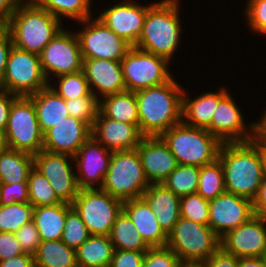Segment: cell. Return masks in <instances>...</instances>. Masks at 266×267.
<instances>
[{
    "label": "cell",
    "instance_id": "6da1fadb",
    "mask_svg": "<svg viewBox=\"0 0 266 267\" xmlns=\"http://www.w3.org/2000/svg\"><path fill=\"white\" fill-rule=\"evenodd\" d=\"M218 159L224 171L225 191L253 201L264 180L262 145L254 139L222 143Z\"/></svg>",
    "mask_w": 266,
    "mask_h": 267
},
{
    "label": "cell",
    "instance_id": "7a4b0ae2",
    "mask_svg": "<svg viewBox=\"0 0 266 267\" xmlns=\"http://www.w3.org/2000/svg\"><path fill=\"white\" fill-rule=\"evenodd\" d=\"M183 91L171 78L161 85L135 92L139 130L144 137L161 136L183 121Z\"/></svg>",
    "mask_w": 266,
    "mask_h": 267
},
{
    "label": "cell",
    "instance_id": "3957f363",
    "mask_svg": "<svg viewBox=\"0 0 266 267\" xmlns=\"http://www.w3.org/2000/svg\"><path fill=\"white\" fill-rule=\"evenodd\" d=\"M60 23L61 20L35 0H25L17 6L3 27L11 35L13 46L40 55L44 47L63 29Z\"/></svg>",
    "mask_w": 266,
    "mask_h": 267
},
{
    "label": "cell",
    "instance_id": "277c9868",
    "mask_svg": "<svg viewBox=\"0 0 266 267\" xmlns=\"http://www.w3.org/2000/svg\"><path fill=\"white\" fill-rule=\"evenodd\" d=\"M178 0H162L147 10L142 33L134 46L171 60L180 40Z\"/></svg>",
    "mask_w": 266,
    "mask_h": 267
},
{
    "label": "cell",
    "instance_id": "5b68a950",
    "mask_svg": "<svg viewBox=\"0 0 266 267\" xmlns=\"http://www.w3.org/2000/svg\"><path fill=\"white\" fill-rule=\"evenodd\" d=\"M168 145L178 165L202 167L218 159L222 143L207 129L183 121L160 136Z\"/></svg>",
    "mask_w": 266,
    "mask_h": 267
},
{
    "label": "cell",
    "instance_id": "8992f818",
    "mask_svg": "<svg viewBox=\"0 0 266 267\" xmlns=\"http://www.w3.org/2000/svg\"><path fill=\"white\" fill-rule=\"evenodd\" d=\"M183 264L204 263L221 248V238L209 225L180 217L166 245Z\"/></svg>",
    "mask_w": 266,
    "mask_h": 267
},
{
    "label": "cell",
    "instance_id": "52a82bcc",
    "mask_svg": "<svg viewBox=\"0 0 266 267\" xmlns=\"http://www.w3.org/2000/svg\"><path fill=\"white\" fill-rule=\"evenodd\" d=\"M149 185L137 149L113 151L102 190L127 201L141 198Z\"/></svg>",
    "mask_w": 266,
    "mask_h": 267
},
{
    "label": "cell",
    "instance_id": "ba28073f",
    "mask_svg": "<svg viewBox=\"0 0 266 267\" xmlns=\"http://www.w3.org/2000/svg\"><path fill=\"white\" fill-rule=\"evenodd\" d=\"M4 131L10 149L33 156L43 150L44 134L38 123L35 105L29 97L19 96L12 103Z\"/></svg>",
    "mask_w": 266,
    "mask_h": 267
},
{
    "label": "cell",
    "instance_id": "9c48e42d",
    "mask_svg": "<svg viewBox=\"0 0 266 267\" xmlns=\"http://www.w3.org/2000/svg\"><path fill=\"white\" fill-rule=\"evenodd\" d=\"M91 235L109 236L123 201L101 188L81 189L72 202Z\"/></svg>",
    "mask_w": 266,
    "mask_h": 267
},
{
    "label": "cell",
    "instance_id": "30bf717a",
    "mask_svg": "<svg viewBox=\"0 0 266 267\" xmlns=\"http://www.w3.org/2000/svg\"><path fill=\"white\" fill-rule=\"evenodd\" d=\"M48 85L49 82L41 67L40 56L13 46L1 80L2 90L28 97Z\"/></svg>",
    "mask_w": 266,
    "mask_h": 267
},
{
    "label": "cell",
    "instance_id": "8fae6325",
    "mask_svg": "<svg viewBox=\"0 0 266 267\" xmlns=\"http://www.w3.org/2000/svg\"><path fill=\"white\" fill-rule=\"evenodd\" d=\"M120 63L126 91L136 92L161 85L172 78L167 67L168 59L134 46Z\"/></svg>",
    "mask_w": 266,
    "mask_h": 267
},
{
    "label": "cell",
    "instance_id": "7c38bea8",
    "mask_svg": "<svg viewBox=\"0 0 266 267\" xmlns=\"http://www.w3.org/2000/svg\"><path fill=\"white\" fill-rule=\"evenodd\" d=\"M90 20L91 17L83 20L85 27L76 33L83 59L121 61L132 46L100 19L95 18L92 22Z\"/></svg>",
    "mask_w": 266,
    "mask_h": 267
},
{
    "label": "cell",
    "instance_id": "4fadbf2b",
    "mask_svg": "<svg viewBox=\"0 0 266 267\" xmlns=\"http://www.w3.org/2000/svg\"><path fill=\"white\" fill-rule=\"evenodd\" d=\"M40 56L43 73L49 81V73L56 76L82 70L83 57L78 37L64 28L44 47Z\"/></svg>",
    "mask_w": 266,
    "mask_h": 267
},
{
    "label": "cell",
    "instance_id": "5bb4252c",
    "mask_svg": "<svg viewBox=\"0 0 266 267\" xmlns=\"http://www.w3.org/2000/svg\"><path fill=\"white\" fill-rule=\"evenodd\" d=\"M69 157V158H68ZM67 154L51 153L45 150L33 156V167L38 170L51 184L57 197L65 203L72 204L79 193L76 173Z\"/></svg>",
    "mask_w": 266,
    "mask_h": 267
},
{
    "label": "cell",
    "instance_id": "9a60e30c",
    "mask_svg": "<svg viewBox=\"0 0 266 267\" xmlns=\"http://www.w3.org/2000/svg\"><path fill=\"white\" fill-rule=\"evenodd\" d=\"M253 216L252 201L233 193L225 191L209 201V226L220 238Z\"/></svg>",
    "mask_w": 266,
    "mask_h": 267
},
{
    "label": "cell",
    "instance_id": "2e32d148",
    "mask_svg": "<svg viewBox=\"0 0 266 267\" xmlns=\"http://www.w3.org/2000/svg\"><path fill=\"white\" fill-rule=\"evenodd\" d=\"M265 224V218L253 216L221 237V248L237 258L262 257L266 253Z\"/></svg>",
    "mask_w": 266,
    "mask_h": 267
},
{
    "label": "cell",
    "instance_id": "e0dca14e",
    "mask_svg": "<svg viewBox=\"0 0 266 267\" xmlns=\"http://www.w3.org/2000/svg\"><path fill=\"white\" fill-rule=\"evenodd\" d=\"M92 136L79 148L74 160L77 162L76 174L79 189H94L95 182L102 187L113 151L106 149Z\"/></svg>",
    "mask_w": 266,
    "mask_h": 267
},
{
    "label": "cell",
    "instance_id": "ac0fdd59",
    "mask_svg": "<svg viewBox=\"0 0 266 267\" xmlns=\"http://www.w3.org/2000/svg\"><path fill=\"white\" fill-rule=\"evenodd\" d=\"M151 6L124 1L105 10L98 19L133 47L142 33L144 19Z\"/></svg>",
    "mask_w": 266,
    "mask_h": 267
},
{
    "label": "cell",
    "instance_id": "d6986e66",
    "mask_svg": "<svg viewBox=\"0 0 266 267\" xmlns=\"http://www.w3.org/2000/svg\"><path fill=\"white\" fill-rule=\"evenodd\" d=\"M90 136L91 127L69 115L44 134L43 150L74 157Z\"/></svg>",
    "mask_w": 266,
    "mask_h": 267
},
{
    "label": "cell",
    "instance_id": "ffe728a7",
    "mask_svg": "<svg viewBox=\"0 0 266 267\" xmlns=\"http://www.w3.org/2000/svg\"><path fill=\"white\" fill-rule=\"evenodd\" d=\"M136 149L149 184L163 183L178 166L176 158L160 136L143 137Z\"/></svg>",
    "mask_w": 266,
    "mask_h": 267
},
{
    "label": "cell",
    "instance_id": "44dd1931",
    "mask_svg": "<svg viewBox=\"0 0 266 267\" xmlns=\"http://www.w3.org/2000/svg\"><path fill=\"white\" fill-rule=\"evenodd\" d=\"M243 116L228 93L219 101L211 124L206 128L221 143L246 142L254 139L247 133Z\"/></svg>",
    "mask_w": 266,
    "mask_h": 267
},
{
    "label": "cell",
    "instance_id": "7402d4cb",
    "mask_svg": "<svg viewBox=\"0 0 266 267\" xmlns=\"http://www.w3.org/2000/svg\"><path fill=\"white\" fill-rule=\"evenodd\" d=\"M91 136L111 151L136 149L144 137L137 125L109 119L100 111L92 124Z\"/></svg>",
    "mask_w": 266,
    "mask_h": 267
},
{
    "label": "cell",
    "instance_id": "603a6c76",
    "mask_svg": "<svg viewBox=\"0 0 266 267\" xmlns=\"http://www.w3.org/2000/svg\"><path fill=\"white\" fill-rule=\"evenodd\" d=\"M82 71L88 81L91 93L96 97L98 96L93 91L94 87L100 91L103 98L126 91L120 61L83 59Z\"/></svg>",
    "mask_w": 266,
    "mask_h": 267
},
{
    "label": "cell",
    "instance_id": "cb8c5ba5",
    "mask_svg": "<svg viewBox=\"0 0 266 267\" xmlns=\"http://www.w3.org/2000/svg\"><path fill=\"white\" fill-rule=\"evenodd\" d=\"M122 211L133 222L150 248L167 245L168 235L160 227L155 213L142 197L123 201Z\"/></svg>",
    "mask_w": 266,
    "mask_h": 267
},
{
    "label": "cell",
    "instance_id": "d4e9b609",
    "mask_svg": "<svg viewBox=\"0 0 266 267\" xmlns=\"http://www.w3.org/2000/svg\"><path fill=\"white\" fill-rule=\"evenodd\" d=\"M142 198L155 213L160 227L168 235L181 217L180 197L168 189L163 183L150 184Z\"/></svg>",
    "mask_w": 266,
    "mask_h": 267
},
{
    "label": "cell",
    "instance_id": "484cf974",
    "mask_svg": "<svg viewBox=\"0 0 266 267\" xmlns=\"http://www.w3.org/2000/svg\"><path fill=\"white\" fill-rule=\"evenodd\" d=\"M28 97L35 105L38 123L43 134L69 116L65 99L53 91L50 84Z\"/></svg>",
    "mask_w": 266,
    "mask_h": 267
},
{
    "label": "cell",
    "instance_id": "4316f807",
    "mask_svg": "<svg viewBox=\"0 0 266 267\" xmlns=\"http://www.w3.org/2000/svg\"><path fill=\"white\" fill-rule=\"evenodd\" d=\"M227 93L226 89L221 88L218 93L206 92L192 101L185 96V92L183 91V122L189 126L206 129L211 124V119L219 101ZM185 118L187 119L185 120Z\"/></svg>",
    "mask_w": 266,
    "mask_h": 267
},
{
    "label": "cell",
    "instance_id": "83f0119b",
    "mask_svg": "<svg viewBox=\"0 0 266 267\" xmlns=\"http://www.w3.org/2000/svg\"><path fill=\"white\" fill-rule=\"evenodd\" d=\"M32 221L41 241L60 240L66 221V203L34 207Z\"/></svg>",
    "mask_w": 266,
    "mask_h": 267
},
{
    "label": "cell",
    "instance_id": "f1b7e54d",
    "mask_svg": "<svg viewBox=\"0 0 266 267\" xmlns=\"http://www.w3.org/2000/svg\"><path fill=\"white\" fill-rule=\"evenodd\" d=\"M113 253L109 236L91 235L76 249L78 267H109Z\"/></svg>",
    "mask_w": 266,
    "mask_h": 267
},
{
    "label": "cell",
    "instance_id": "f546056e",
    "mask_svg": "<svg viewBox=\"0 0 266 267\" xmlns=\"http://www.w3.org/2000/svg\"><path fill=\"white\" fill-rule=\"evenodd\" d=\"M99 111L107 118L139 127L138 106L135 92L123 91L100 100Z\"/></svg>",
    "mask_w": 266,
    "mask_h": 267
},
{
    "label": "cell",
    "instance_id": "4dcf8cb0",
    "mask_svg": "<svg viewBox=\"0 0 266 267\" xmlns=\"http://www.w3.org/2000/svg\"><path fill=\"white\" fill-rule=\"evenodd\" d=\"M33 155L8 148L0 153V183H27Z\"/></svg>",
    "mask_w": 266,
    "mask_h": 267
},
{
    "label": "cell",
    "instance_id": "1f68e13d",
    "mask_svg": "<svg viewBox=\"0 0 266 267\" xmlns=\"http://www.w3.org/2000/svg\"><path fill=\"white\" fill-rule=\"evenodd\" d=\"M35 267H78L76 250L60 240L41 241L34 254Z\"/></svg>",
    "mask_w": 266,
    "mask_h": 267
},
{
    "label": "cell",
    "instance_id": "d6a6232c",
    "mask_svg": "<svg viewBox=\"0 0 266 267\" xmlns=\"http://www.w3.org/2000/svg\"><path fill=\"white\" fill-rule=\"evenodd\" d=\"M109 237L114 250L147 251L150 248L123 211L116 217Z\"/></svg>",
    "mask_w": 266,
    "mask_h": 267
},
{
    "label": "cell",
    "instance_id": "836d02e7",
    "mask_svg": "<svg viewBox=\"0 0 266 267\" xmlns=\"http://www.w3.org/2000/svg\"><path fill=\"white\" fill-rule=\"evenodd\" d=\"M224 192V171L220 160L200 167L197 193L210 201Z\"/></svg>",
    "mask_w": 266,
    "mask_h": 267
},
{
    "label": "cell",
    "instance_id": "e575fe53",
    "mask_svg": "<svg viewBox=\"0 0 266 267\" xmlns=\"http://www.w3.org/2000/svg\"><path fill=\"white\" fill-rule=\"evenodd\" d=\"M199 173L200 167L178 165L163 184L181 198L197 192Z\"/></svg>",
    "mask_w": 266,
    "mask_h": 267
},
{
    "label": "cell",
    "instance_id": "d590c367",
    "mask_svg": "<svg viewBox=\"0 0 266 267\" xmlns=\"http://www.w3.org/2000/svg\"><path fill=\"white\" fill-rule=\"evenodd\" d=\"M42 8L60 20L61 15L82 22L90 18L91 0H35Z\"/></svg>",
    "mask_w": 266,
    "mask_h": 267
},
{
    "label": "cell",
    "instance_id": "8d00e7d4",
    "mask_svg": "<svg viewBox=\"0 0 266 267\" xmlns=\"http://www.w3.org/2000/svg\"><path fill=\"white\" fill-rule=\"evenodd\" d=\"M29 202L33 207L63 203L56 195L49 181L34 167L28 176Z\"/></svg>",
    "mask_w": 266,
    "mask_h": 267
},
{
    "label": "cell",
    "instance_id": "74e56055",
    "mask_svg": "<svg viewBox=\"0 0 266 267\" xmlns=\"http://www.w3.org/2000/svg\"><path fill=\"white\" fill-rule=\"evenodd\" d=\"M33 209L30 202L0 205V232L16 233L32 221Z\"/></svg>",
    "mask_w": 266,
    "mask_h": 267
},
{
    "label": "cell",
    "instance_id": "f35d334b",
    "mask_svg": "<svg viewBox=\"0 0 266 267\" xmlns=\"http://www.w3.org/2000/svg\"><path fill=\"white\" fill-rule=\"evenodd\" d=\"M57 78L59 79L58 89L50 87L65 100L79 97H96L91 93L88 81L82 70L76 73L59 75Z\"/></svg>",
    "mask_w": 266,
    "mask_h": 267
},
{
    "label": "cell",
    "instance_id": "ab89813d",
    "mask_svg": "<svg viewBox=\"0 0 266 267\" xmlns=\"http://www.w3.org/2000/svg\"><path fill=\"white\" fill-rule=\"evenodd\" d=\"M90 236L91 234L80 215L71 204L66 203V221L61 241L76 250Z\"/></svg>",
    "mask_w": 266,
    "mask_h": 267
},
{
    "label": "cell",
    "instance_id": "60d3db41",
    "mask_svg": "<svg viewBox=\"0 0 266 267\" xmlns=\"http://www.w3.org/2000/svg\"><path fill=\"white\" fill-rule=\"evenodd\" d=\"M181 217L203 225H209V201L197 192L181 197Z\"/></svg>",
    "mask_w": 266,
    "mask_h": 267
},
{
    "label": "cell",
    "instance_id": "b9f144b4",
    "mask_svg": "<svg viewBox=\"0 0 266 267\" xmlns=\"http://www.w3.org/2000/svg\"><path fill=\"white\" fill-rule=\"evenodd\" d=\"M65 102L70 116L80 119L92 127L99 113L100 100L98 97H79L67 99Z\"/></svg>",
    "mask_w": 266,
    "mask_h": 267
},
{
    "label": "cell",
    "instance_id": "7bdbcfd3",
    "mask_svg": "<svg viewBox=\"0 0 266 267\" xmlns=\"http://www.w3.org/2000/svg\"><path fill=\"white\" fill-rule=\"evenodd\" d=\"M180 258L167 246L149 248L144 255L143 267H182Z\"/></svg>",
    "mask_w": 266,
    "mask_h": 267
},
{
    "label": "cell",
    "instance_id": "ee69618b",
    "mask_svg": "<svg viewBox=\"0 0 266 267\" xmlns=\"http://www.w3.org/2000/svg\"><path fill=\"white\" fill-rule=\"evenodd\" d=\"M29 202L27 183H0V205Z\"/></svg>",
    "mask_w": 266,
    "mask_h": 267
},
{
    "label": "cell",
    "instance_id": "f6af8a7d",
    "mask_svg": "<svg viewBox=\"0 0 266 267\" xmlns=\"http://www.w3.org/2000/svg\"><path fill=\"white\" fill-rule=\"evenodd\" d=\"M245 9L251 29L266 34V0H249Z\"/></svg>",
    "mask_w": 266,
    "mask_h": 267
},
{
    "label": "cell",
    "instance_id": "bcb514c9",
    "mask_svg": "<svg viewBox=\"0 0 266 267\" xmlns=\"http://www.w3.org/2000/svg\"><path fill=\"white\" fill-rule=\"evenodd\" d=\"M14 235L20 243L24 253L32 255L36 253L38 246L41 243V239L33 221L23 225L16 233H14Z\"/></svg>",
    "mask_w": 266,
    "mask_h": 267
},
{
    "label": "cell",
    "instance_id": "7dc6e473",
    "mask_svg": "<svg viewBox=\"0 0 266 267\" xmlns=\"http://www.w3.org/2000/svg\"><path fill=\"white\" fill-rule=\"evenodd\" d=\"M146 251L114 250L109 267H143Z\"/></svg>",
    "mask_w": 266,
    "mask_h": 267
},
{
    "label": "cell",
    "instance_id": "c3c4849f",
    "mask_svg": "<svg viewBox=\"0 0 266 267\" xmlns=\"http://www.w3.org/2000/svg\"><path fill=\"white\" fill-rule=\"evenodd\" d=\"M20 243L11 232H0V261L23 254Z\"/></svg>",
    "mask_w": 266,
    "mask_h": 267
},
{
    "label": "cell",
    "instance_id": "681fc988",
    "mask_svg": "<svg viewBox=\"0 0 266 267\" xmlns=\"http://www.w3.org/2000/svg\"><path fill=\"white\" fill-rule=\"evenodd\" d=\"M12 47L11 35L3 26H0V82L5 73L6 63Z\"/></svg>",
    "mask_w": 266,
    "mask_h": 267
},
{
    "label": "cell",
    "instance_id": "f907efd6",
    "mask_svg": "<svg viewBox=\"0 0 266 267\" xmlns=\"http://www.w3.org/2000/svg\"><path fill=\"white\" fill-rule=\"evenodd\" d=\"M204 264L206 267H238V258L220 248Z\"/></svg>",
    "mask_w": 266,
    "mask_h": 267
},
{
    "label": "cell",
    "instance_id": "816d5d0a",
    "mask_svg": "<svg viewBox=\"0 0 266 267\" xmlns=\"http://www.w3.org/2000/svg\"><path fill=\"white\" fill-rule=\"evenodd\" d=\"M18 97L19 96L11 94L7 91H2L0 93V129L5 130L12 103Z\"/></svg>",
    "mask_w": 266,
    "mask_h": 267
},
{
    "label": "cell",
    "instance_id": "f5cc1de1",
    "mask_svg": "<svg viewBox=\"0 0 266 267\" xmlns=\"http://www.w3.org/2000/svg\"><path fill=\"white\" fill-rule=\"evenodd\" d=\"M253 203L254 215L266 219V179L262 181Z\"/></svg>",
    "mask_w": 266,
    "mask_h": 267
},
{
    "label": "cell",
    "instance_id": "db71d44e",
    "mask_svg": "<svg viewBox=\"0 0 266 267\" xmlns=\"http://www.w3.org/2000/svg\"><path fill=\"white\" fill-rule=\"evenodd\" d=\"M0 267H35L34 255L23 253L19 256L0 261Z\"/></svg>",
    "mask_w": 266,
    "mask_h": 267
},
{
    "label": "cell",
    "instance_id": "11a10c76",
    "mask_svg": "<svg viewBox=\"0 0 266 267\" xmlns=\"http://www.w3.org/2000/svg\"><path fill=\"white\" fill-rule=\"evenodd\" d=\"M24 0H0V26H4Z\"/></svg>",
    "mask_w": 266,
    "mask_h": 267
},
{
    "label": "cell",
    "instance_id": "9f6ffc18",
    "mask_svg": "<svg viewBox=\"0 0 266 267\" xmlns=\"http://www.w3.org/2000/svg\"><path fill=\"white\" fill-rule=\"evenodd\" d=\"M262 120L258 122L251 123L249 126L251 127L252 133H254V140L259 144L266 145V111L264 112Z\"/></svg>",
    "mask_w": 266,
    "mask_h": 267
},
{
    "label": "cell",
    "instance_id": "6f0895ef",
    "mask_svg": "<svg viewBox=\"0 0 266 267\" xmlns=\"http://www.w3.org/2000/svg\"><path fill=\"white\" fill-rule=\"evenodd\" d=\"M238 267H263L261 257H240Z\"/></svg>",
    "mask_w": 266,
    "mask_h": 267
},
{
    "label": "cell",
    "instance_id": "680465c9",
    "mask_svg": "<svg viewBox=\"0 0 266 267\" xmlns=\"http://www.w3.org/2000/svg\"><path fill=\"white\" fill-rule=\"evenodd\" d=\"M6 134L3 129H0V153L8 149Z\"/></svg>",
    "mask_w": 266,
    "mask_h": 267
},
{
    "label": "cell",
    "instance_id": "91938a15",
    "mask_svg": "<svg viewBox=\"0 0 266 267\" xmlns=\"http://www.w3.org/2000/svg\"><path fill=\"white\" fill-rule=\"evenodd\" d=\"M262 145V151H263V159H264V178L266 179V145Z\"/></svg>",
    "mask_w": 266,
    "mask_h": 267
},
{
    "label": "cell",
    "instance_id": "94428289",
    "mask_svg": "<svg viewBox=\"0 0 266 267\" xmlns=\"http://www.w3.org/2000/svg\"><path fill=\"white\" fill-rule=\"evenodd\" d=\"M182 267H206L204 263L183 264Z\"/></svg>",
    "mask_w": 266,
    "mask_h": 267
},
{
    "label": "cell",
    "instance_id": "6125c7cd",
    "mask_svg": "<svg viewBox=\"0 0 266 267\" xmlns=\"http://www.w3.org/2000/svg\"><path fill=\"white\" fill-rule=\"evenodd\" d=\"M261 258L263 262V267H266V253Z\"/></svg>",
    "mask_w": 266,
    "mask_h": 267
},
{
    "label": "cell",
    "instance_id": "be15d7a7",
    "mask_svg": "<svg viewBox=\"0 0 266 267\" xmlns=\"http://www.w3.org/2000/svg\"><path fill=\"white\" fill-rule=\"evenodd\" d=\"M3 90H2V87H1V82H0V93L2 92Z\"/></svg>",
    "mask_w": 266,
    "mask_h": 267
}]
</instances>
